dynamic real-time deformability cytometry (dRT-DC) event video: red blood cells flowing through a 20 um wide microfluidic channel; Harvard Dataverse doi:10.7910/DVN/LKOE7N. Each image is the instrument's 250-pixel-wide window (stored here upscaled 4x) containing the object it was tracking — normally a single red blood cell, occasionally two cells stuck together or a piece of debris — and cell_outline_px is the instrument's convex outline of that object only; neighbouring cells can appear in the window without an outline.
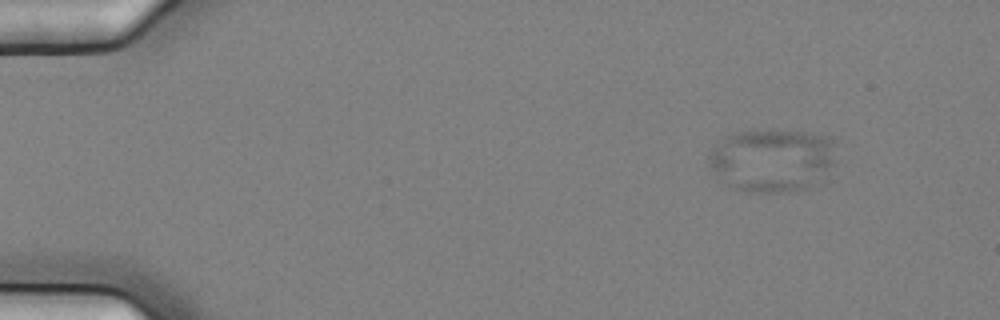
{"species": "common noctule bat (a hibernating species)", "species_latin": "Nyctalus noctula", "temperature_condition": "cold", "stored_images_in_passage": 16, "camera_frame_rate_fps": 3000, "um_per_image_px": 0.085, "animal": {"sex": "female", "body_mass_g": 25.1}, "frame": {"image": 1, "passage_image": 3, "time_ms": 0.667, "image_size_px": [1000, 320], "cell_outline_px": [[836, 140], [832, 164], [828, 180], [808, 188], [788, 192], [748, 192], [732, 188], [724, 184], [708, 168], [708, 156], [716, 144], [724, 136], [736, 132], [812, 132], [832, 136]], "centroid_in_image_um": [65.67, 13.66], "position_along_channel_um": 19.3, "area_um2": 47.74}}
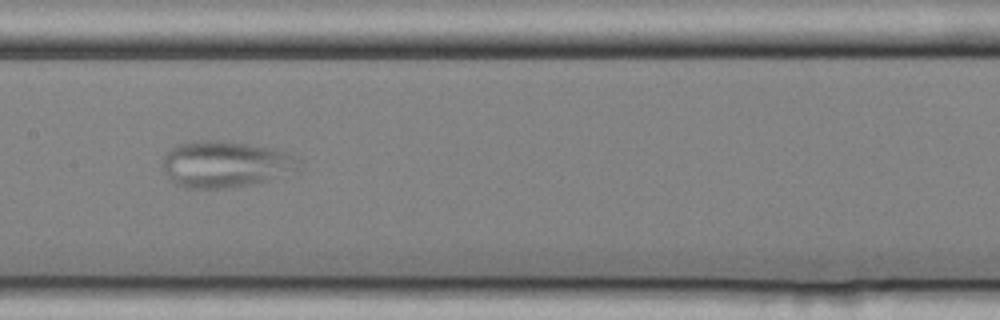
{"frame": {"image": 2, "passage_image": 9, "time_ms": 2.667, "image_size_px": [1000, 320], "cell_outline_px": [[304, 168], [268, 180], [228, 188], [184, 188], [176, 184], [164, 172], [164, 156], [176, 144], [192, 140], [224, 140], [272, 148], [284, 152], [300, 160]], "centroid_in_image_um": [19.16, 13.94], "position_along_channel_um": 188.2, "area_um2": 36.88}}
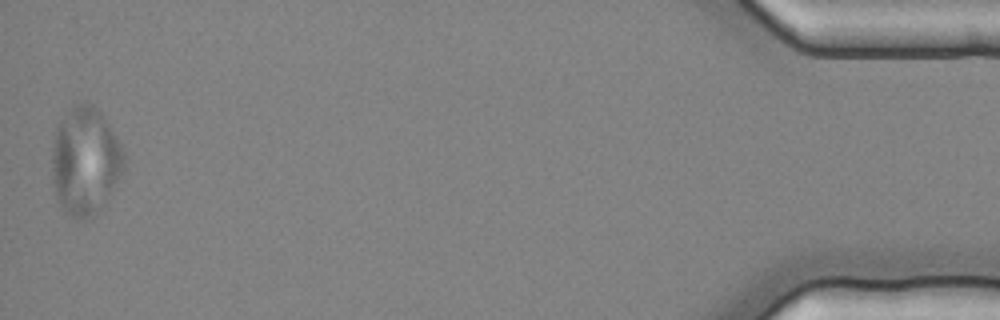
{"frame": {"image": 3, "passage_image": 16, "time_ms": 5.0, "image_size_px": [1000, 320], "cell_outline_px": [[124, 168], [100, 208], [92, 216], [84, 220], [80, 220], [72, 216], [60, 208], [52, 180], [52, 140], [56, 128], [60, 120], [76, 104], [88, 100], [100, 112], [108, 124], [120, 144], [124, 152]], "centroid_in_image_um": [7.2, 13.67], "position_along_channel_um": 428.0, "area_um2": 44.85}}